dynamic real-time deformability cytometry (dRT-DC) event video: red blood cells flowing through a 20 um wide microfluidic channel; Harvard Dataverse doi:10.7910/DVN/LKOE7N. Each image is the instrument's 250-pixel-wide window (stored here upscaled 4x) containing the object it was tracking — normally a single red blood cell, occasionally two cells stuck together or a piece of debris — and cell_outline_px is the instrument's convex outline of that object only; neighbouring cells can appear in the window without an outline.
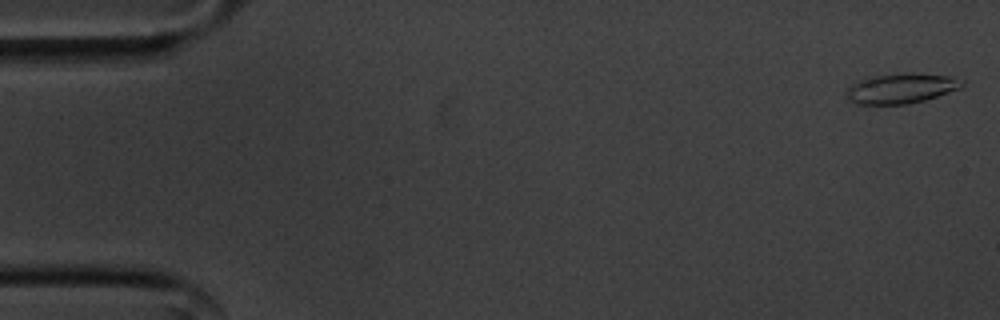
{"species": "common noctule bat (a hibernating species)", "species_latin": "Nyctalus noctula", "temperature_condition": "cold", "stored_images_in_passage": 8, "camera_frame_rate_fps": 3000, "um_per_image_px": 0.085, "animal": {"sex": "male", "body_mass_g": 20.1, "forearm_length_mm": 53.5}, "frame": {"image": 1, "passage_image": 1, "time_ms": 0.0, "image_size_px": [1000, 320], "cell_outline_px": [[964, 84], [960, 88], [924, 100], [908, 104], [856, 104], [848, 100], [848, 88], [856, 80], [864, 76], [908, 72], [912, 72], [948, 76], [964, 80]], "centroid_in_image_um": [76.56, 7.49], "position_along_channel_um": 8.4, "area_um2": 20.46}}